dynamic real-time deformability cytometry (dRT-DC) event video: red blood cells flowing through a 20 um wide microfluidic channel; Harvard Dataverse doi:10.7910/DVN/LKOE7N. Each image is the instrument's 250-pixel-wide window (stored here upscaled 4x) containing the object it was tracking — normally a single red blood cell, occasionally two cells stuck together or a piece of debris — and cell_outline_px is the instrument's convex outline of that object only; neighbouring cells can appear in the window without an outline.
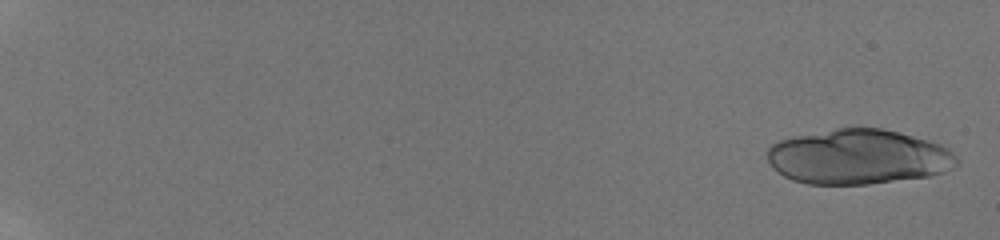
{"species": "human", "species_latin": "Homo sapiens", "temperature_condition": "room temperature", "stored_images_in_passage": 15, "camera_frame_rate_fps": 3000, "um_per_image_px": 0.085, "donor": {"sex": "male"}, "frame": {"image": 1, "passage_image": 1, "time_ms": 0.0, "image_size_px": [1000, 240], "cell_outline_px": [[960, 164], [944, 172], [928, 176], [868, 184], [808, 184], [792, 180], [784, 176], [772, 168], [768, 160], [768, 148], [776, 140], [792, 136], [836, 128], [880, 128], [928, 140], [940, 144], [948, 148], [960, 160]], "centroid_in_image_um": [72.94, 13.33], "position_along_channel_um": 12.1, "area_um2": 60.81}}
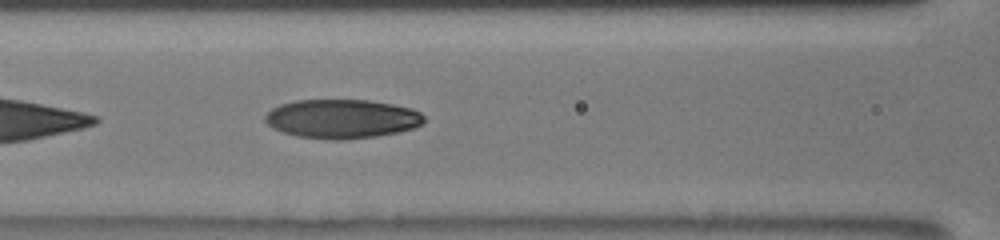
{"frame": {"image": 2, "passage_image": 15, "time_ms": 9.333, "image_size_px": [1000, 240], "cell_outline_px": [[424, 124], [416, 128], [376, 136], [340, 140], [332, 140], [296, 136], [272, 128], [264, 120], [264, 116], [272, 108], [280, 104], [296, 100], [368, 100], [392, 104], [412, 108], [420, 112], [424, 116]], "centroid_in_image_um": [29.07, 10.1], "position_along_channel_um": 137.5, "area_um2": 36.3}}